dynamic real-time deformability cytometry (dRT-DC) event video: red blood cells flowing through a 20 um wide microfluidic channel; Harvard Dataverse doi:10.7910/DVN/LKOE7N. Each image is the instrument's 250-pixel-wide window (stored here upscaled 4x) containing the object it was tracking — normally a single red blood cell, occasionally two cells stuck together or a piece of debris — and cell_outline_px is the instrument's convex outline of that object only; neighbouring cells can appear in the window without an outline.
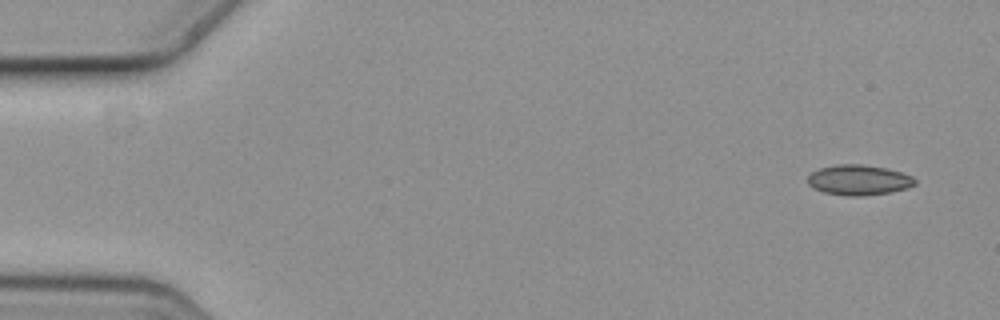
{"species": "common noctule bat (a hibernating species)", "species_latin": "Nyctalus noctula", "temperature_condition": "cold", "stored_images_in_passage": 5, "camera_frame_rate_fps": 3000, "um_per_image_px": 0.085, "animal": {"sex": "female", "body_mass_g": 19.3, "forearm_length_mm": 54.1}, "frame": {"image": 1, "passage_image": 1, "time_ms": 0.0, "image_size_px": [1000, 320], "cell_outline_px": [[916, 184], [908, 188], [892, 192], [860, 196], [848, 196], [824, 192], [808, 184], [808, 176], [812, 172], [820, 168], [840, 164], [860, 164], [888, 168], [912, 176], [916, 180]], "centroid_in_image_um": [73.03, 15.3], "position_along_channel_um": 12.0, "area_um2": 18.84}}